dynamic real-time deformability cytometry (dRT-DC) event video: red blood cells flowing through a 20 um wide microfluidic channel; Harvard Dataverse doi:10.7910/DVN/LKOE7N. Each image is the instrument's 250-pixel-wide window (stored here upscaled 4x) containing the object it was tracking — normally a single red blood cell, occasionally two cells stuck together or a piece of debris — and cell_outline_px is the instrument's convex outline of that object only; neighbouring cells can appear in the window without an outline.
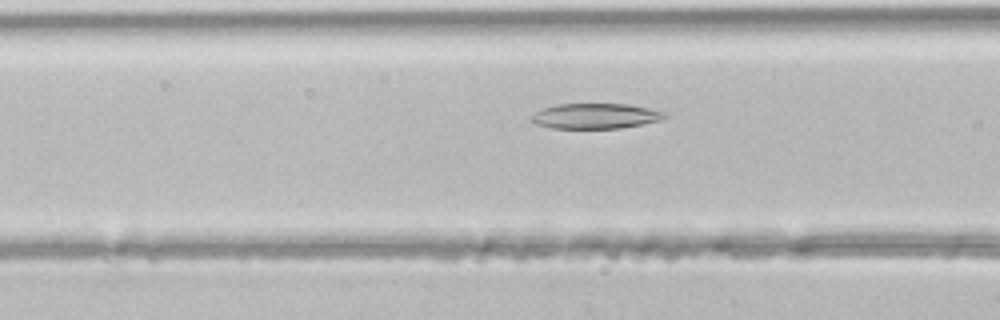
{"species": "common noctule bat (a hibernating species)", "species_latin": "Nyctalus noctula", "temperature_condition": "room temperature", "stored_images_in_passage": 36, "camera_frame_rate_fps": 3000, "um_per_image_px": 0.085, "animal": {"sex": "male", "body_mass_g": 21.5, "forearm_length_mm": 52.0}, "frame": {"image": 1, "passage_image": 8, "time_ms": 2.333, "image_size_px": [1000, 320], "cell_outline_px": [[668, 116], [664, 120], [620, 128], [552, 128], [536, 124], [528, 120], [528, 116], [544, 108], [556, 104], [628, 104], [648, 108], [664, 112]], "centroid_in_image_um": [50.6, 9.86], "position_along_channel_um": 116.0, "area_um2": 19.77}}
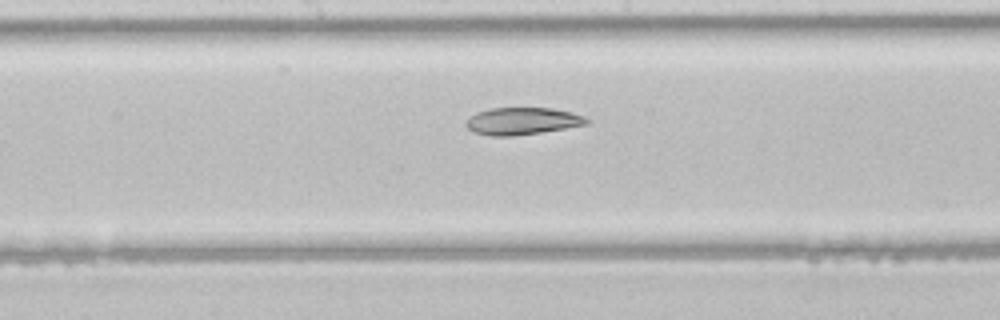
{"frame": {"image": 2, "passage_image": 14, "time_ms": 4.333, "image_size_px": [1000, 320], "cell_outline_px": [[588, 124], [540, 132], [512, 136], [492, 136], [472, 132], [464, 124], [476, 112], [492, 108], [552, 108], [572, 112], [584, 116], [588, 120]], "centroid_in_image_um": [44.38, 10.29], "position_along_channel_um": 203.8, "area_um2": 18.96}}
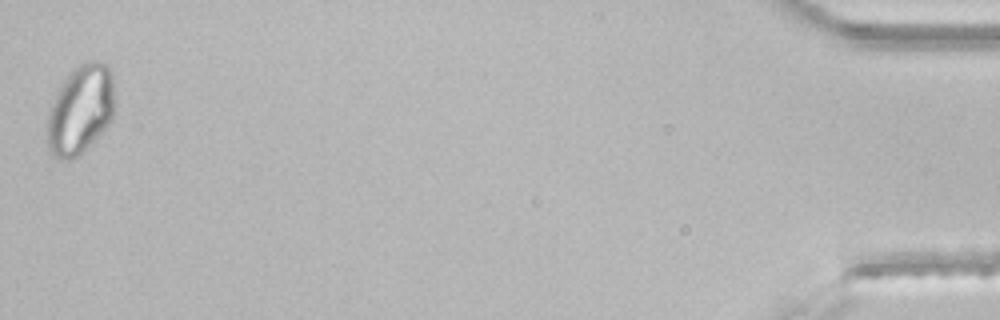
{"frame": {"image": 3, "passage_image": 36, "time_ms": 11.667, "image_size_px": [1000, 320], "cell_outline_px": [[116, 104], [112, 116], [108, 124], [72, 160], [60, 160], [52, 156], [48, 152], [48, 112], [56, 92], [64, 80], [84, 60], [100, 60], [108, 64], [112, 72]], "centroid_in_image_um": [6.85, 9.28], "position_along_channel_um": 428.3, "area_um2": 35.03}}